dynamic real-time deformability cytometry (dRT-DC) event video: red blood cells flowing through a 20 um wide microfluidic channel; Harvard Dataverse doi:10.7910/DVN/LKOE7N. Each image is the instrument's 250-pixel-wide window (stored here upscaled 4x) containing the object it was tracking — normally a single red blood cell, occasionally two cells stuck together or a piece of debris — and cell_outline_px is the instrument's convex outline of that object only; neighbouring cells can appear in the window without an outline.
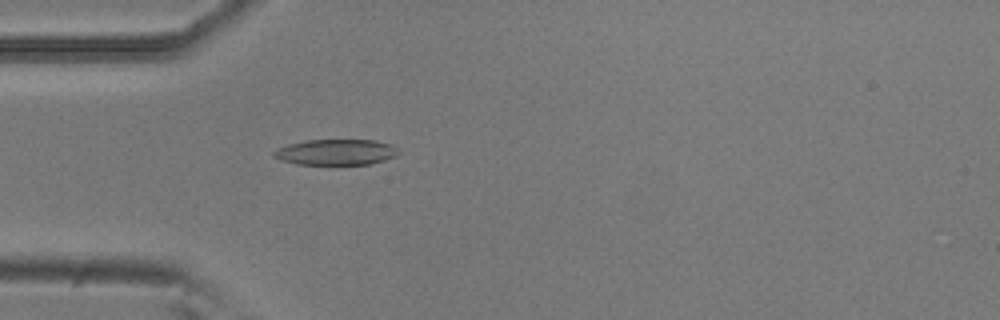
{"species": "common noctule bat (a hibernating species)", "species_latin": "Nyctalus noctula", "temperature_condition": "room temperature", "stored_images_in_passage": 54, "camera_frame_rate_fps": 3000, "um_per_image_px": 0.085, "animal": {"sex": "male", "body_mass_g": 20.5, "forearm_length_mm": 52.5}, "frame": {"image": 1, "passage_image": 16, "time_ms": 5.0, "image_size_px": [1000, 320], "cell_outline_px": [[400, 152], [396, 156], [384, 160], [368, 164], [296, 164], [280, 160], [272, 156], [272, 152], [276, 148], [288, 144], [308, 140], [376, 140], [392, 144], [400, 148]], "centroid_in_image_um": [28.57, 12.92], "position_along_channel_um": 56.4, "area_um2": 18.9}}
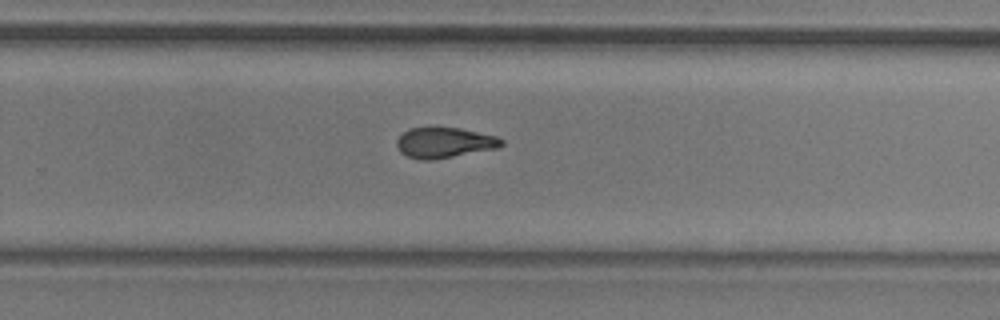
{"frame": {"image": 2, "passage_image": 35, "time_ms": 11.333, "image_size_px": [1000, 320], "cell_outline_px": [[504, 144], [500, 148], [432, 160], [420, 160], [408, 156], [400, 152], [396, 144], [396, 140], [408, 128], [460, 128], [496, 136], [504, 140]], "centroid_in_image_um": [37.8, 12.14], "position_along_channel_um": 292.0, "area_um2": 18.61}}
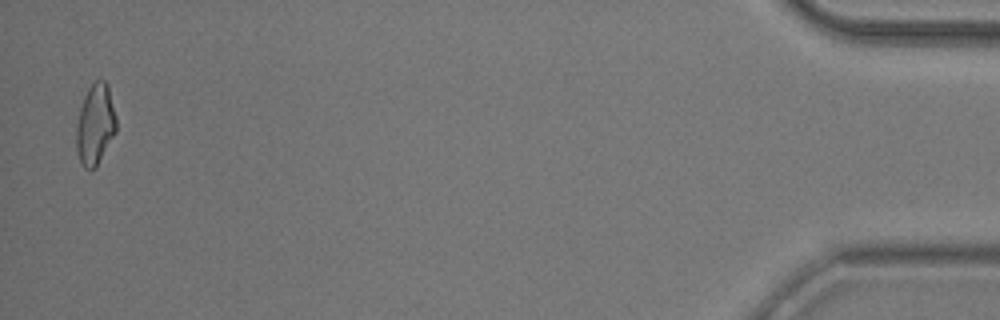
{"frame": {"image": 3, "passage_image": 53, "time_ms": 17.333, "image_size_px": [1000, 320], "cell_outline_px": [[116, 132], [96, 168], [84, 168], [76, 152], [76, 128], [80, 108], [84, 96], [88, 88], [96, 80], [104, 80], [108, 84], [116, 116]], "centroid_in_image_um": [8.1, 10.58], "position_along_channel_um": 427.1, "area_um2": 18.84}, "authors_computed_cell_mechanics": {"area_um2": 18.9584, "velocity_mm_per_s": 3.7706, "shape_relaxation_time_tau1_ms": 6.0461, "shape_relaxation_time_tau2_ms": 5.7515, "deformation_change_tau1": 0.1478, "deformation_change_tau2": 0.1556}}